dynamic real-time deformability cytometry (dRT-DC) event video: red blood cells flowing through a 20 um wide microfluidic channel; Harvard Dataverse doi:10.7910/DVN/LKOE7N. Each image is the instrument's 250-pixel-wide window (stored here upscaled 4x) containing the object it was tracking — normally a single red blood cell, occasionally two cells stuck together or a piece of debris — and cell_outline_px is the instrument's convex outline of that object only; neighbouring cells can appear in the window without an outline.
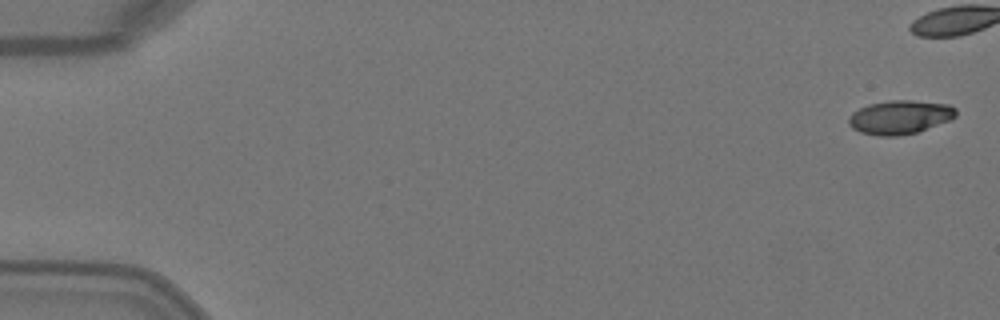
{"species": "Egyptian fruit bat (a non-hibernating species)", "species_latin": "Rousettus aegyptiacus", "temperature_condition": "warm", "stored_images_in_passage": 7, "camera_frame_rate_fps": 3000, "um_per_image_px": 0.085, "animal": {"sex": "female"}, "frame": {"image": 1, "passage_image": 1, "time_ms": 0.0, "image_size_px": [1000, 320], "cell_outline_px": [[956, 116], [952, 120], [916, 132], [900, 136], [876, 136], [860, 132], [852, 128], [848, 124], [848, 116], [852, 112], [868, 104], [888, 100], [912, 100], [948, 104], [956, 108]], "centroid_in_image_um": [76.48, 9.96], "position_along_channel_um": 8.5, "area_um2": 21.39}}
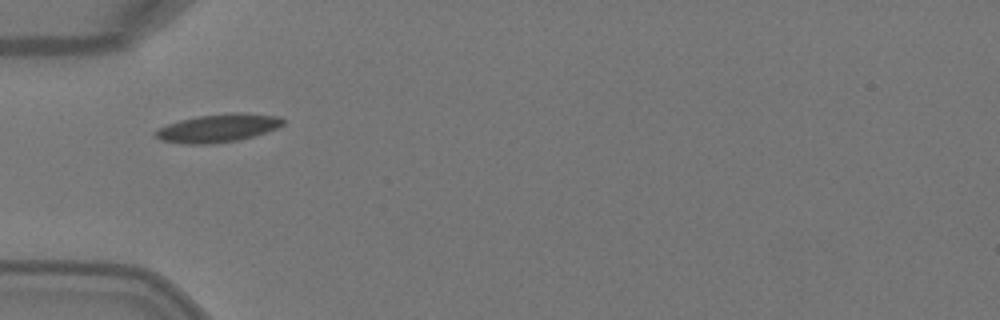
{"frame": {"image": 2, "passage_image": 6, "time_ms": 1.667, "image_size_px": [1000, 320], "cell_outline_px": [[284, 124], [276, 128], [252, 136], [236, 140], [204, 144], [184, 144], [160, 140], [152, 132], [168, 124], [180, 120], [200, 116], [232, 112], [244, 112], [280, 116], [284, 120]], "centroid_in_image_um": [18.53, 10.87], "position_along_channel_um": 66.5, "area_um2": 20.69}}